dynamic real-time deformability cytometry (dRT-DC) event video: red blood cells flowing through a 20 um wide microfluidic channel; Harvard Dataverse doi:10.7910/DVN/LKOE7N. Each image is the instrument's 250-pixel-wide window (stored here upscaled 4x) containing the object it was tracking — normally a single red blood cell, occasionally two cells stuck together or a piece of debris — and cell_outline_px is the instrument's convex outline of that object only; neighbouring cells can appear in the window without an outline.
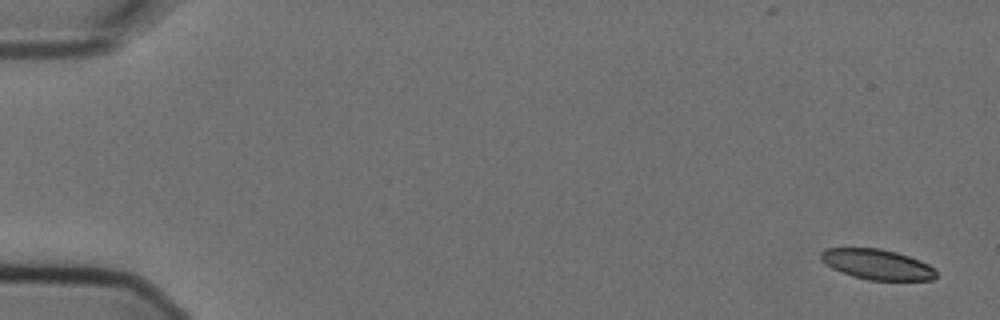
{"species": "Egyptian fruit bat (a non-hibernating species)", "species_latin": "Rousettus aegyptiacus", "temperature_condition": "cold", "stored_images_in_passage": 9, "camera_frame_rate_fps": 3000, "um_per_image_px": 0.085, "animal": {"sex": "female"}, "frame": {"image": 1, "passage_image": 1, "time_ms": 0.0, "image_size_px": [1000, 320], "cell_outline_px": [[936, 276], [932, 280], [868, 280], [852, 276], [832, 268], [820, 260], [820, 252], [824, 248], [880, 248], [896, 252], [920, 260], [936, 268]], "centroid_in_image_um": [74.55, 22.47], "position_along_channel_um": 10.5, "area_um2": 20.46}}
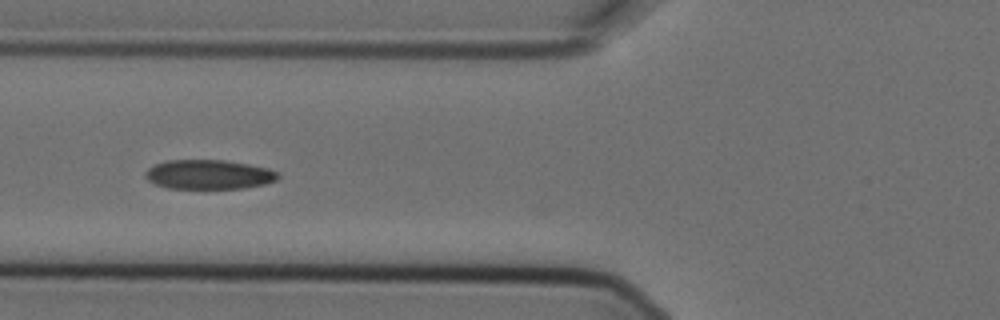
{"frame": {"image": 2, "passage_image": 6, "time_ms": 1.667, "image_size_px": [1000, 320], "cell_outline_px": [[280, 176], [276, 180], [264, 184], [244, 188], [168, 188], [156, 184], [148, 180], [144, 176], [144, 172], [152, 164], [164, 160], [224, 160], [248, 164], [268, 168], [276, 172]], "centroid_in_image_um": [17.7, 14.82], "position_along_channel_um": 108.1, "area_um2": 22.77}}
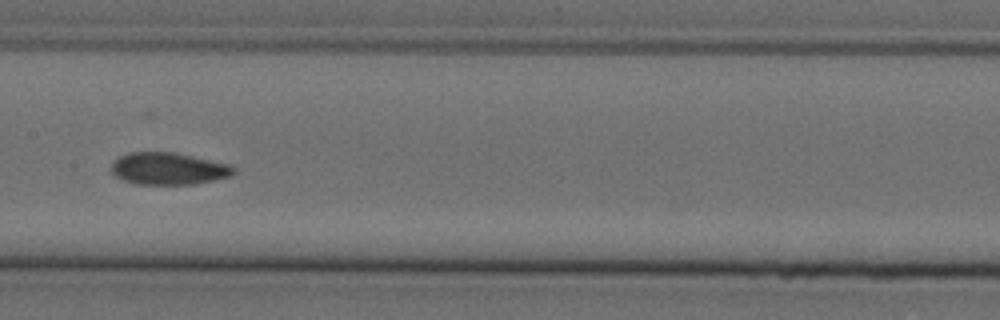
{"frame": {"image": 3, "passage_image": 8, "time_ms": 2.333, "image_size_px": [1000, 320], "cell_outline_px": [[236, 172], [228, 176], [196, 184], [136, 184], [124, 180], [116, 176], [112, 172], [112, 160], [128, 152], [176, 152], [232, 164], [236, 168]], "centroid_in_image_um": [14.34, 14.32], "position_along_channel_um": 193.1, "area_um2": 23.06}}